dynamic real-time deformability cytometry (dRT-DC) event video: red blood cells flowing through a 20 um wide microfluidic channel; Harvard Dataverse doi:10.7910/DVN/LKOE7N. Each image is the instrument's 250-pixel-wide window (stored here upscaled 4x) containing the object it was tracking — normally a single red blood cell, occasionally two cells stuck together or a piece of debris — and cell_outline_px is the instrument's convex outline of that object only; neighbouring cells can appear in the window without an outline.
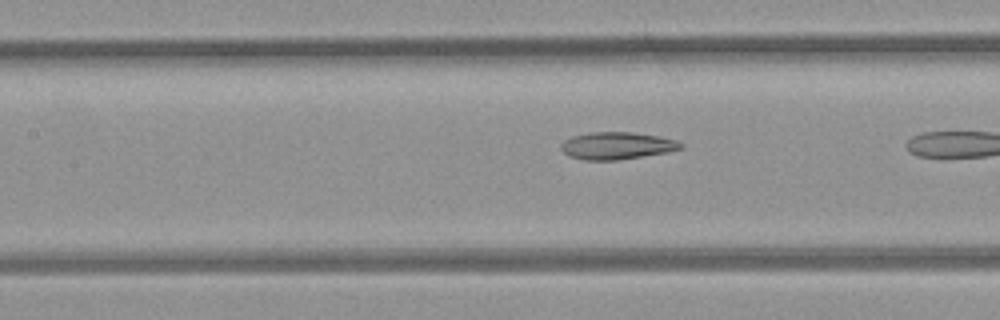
{"species": "common noctule bat (a hibernating species)", "species_latin": "Nyctalus noctula", "temperature_condition": "room temperature", "stored_images_in_passage": 9, "camera_frame_rate_fps": 3000, "um_per_image_px": 0.085, "animal": {"sex": "female", "body_mass_g": 21.9}, "frame": {"image": 1, "passage_image": 8, "time_ms": 2.333, "image_size_px": [1000, 320], "cell_outline_px": [[684, 148], [668, 152], [616, 160], [584, 160], [568, 156], [560, 148], [560, 144], [564, 140], [572, 136], [588, 132], [632, 132], [660, 136], [676, 140], [684, 144]], "centroid_in_image_um": [52.43, 12.38], "position_along_channel_um": 155.0, "area_um2": 19.19}}